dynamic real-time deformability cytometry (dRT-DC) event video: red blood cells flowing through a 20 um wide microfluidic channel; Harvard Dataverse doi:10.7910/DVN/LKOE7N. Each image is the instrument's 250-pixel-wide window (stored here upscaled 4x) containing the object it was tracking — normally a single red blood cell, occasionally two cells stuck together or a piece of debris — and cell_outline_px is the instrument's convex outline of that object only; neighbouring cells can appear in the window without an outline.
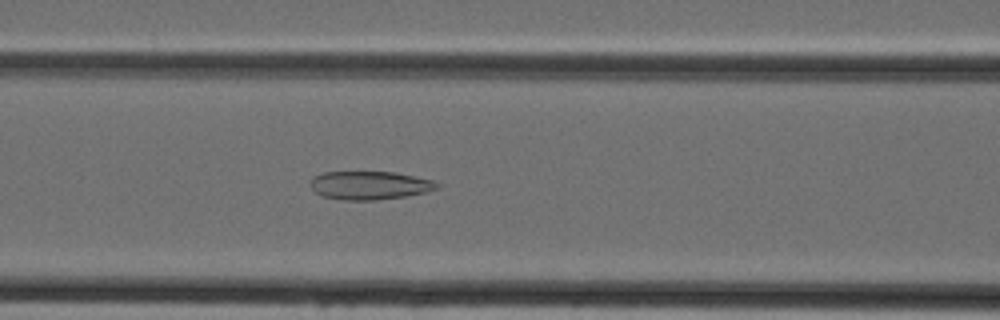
{"species": "Egyptian fruit bat (a non-hibernating species)", "species_latin": "Rousettus aegyptiacus", "temperature_condition": "cold", "stored_images_in_passage": 45, "camera_frame_rate_fps": 3000, "um_per_image_px": 0.085, "animal": {"sex": "female"}, "frame": {"image": 1, "passage_image": 18, "time_ms": 5.667, "image_size_px": [1000, 320], "cell_outline_px": [[440, 188], [428, 192], [404, 196], [376, 200], [344, 200], [320, 196], [308, 184], [308, 180], [312, 176], [324, 172], [396, 172], [416, 176], [432, 180], [440, 184]], "centroid_in_image_um": [31.4, 15.75], "position_along_channel_um": 135.2, "area_um2": 21.27}}
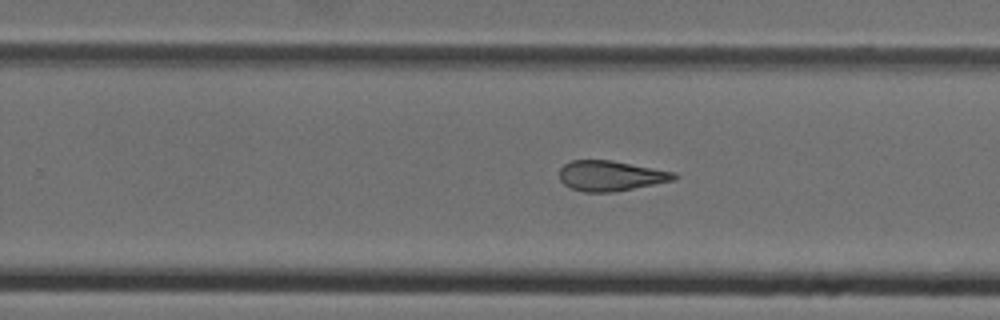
{"frame": {"image": 2, "passage_image": 28, "time_ms": 9.0, "image_size_px": [1000, 320], "cell_outline_px": [[680, 176], [676, 180], [612, 192], [584, 192], [572, 188], [564, 184], [560, 180], [560, 168], [564, 164], [572, 160], [612, 160], [676, 172]], "centroid_in_image_um": [51.94, 14.93], "position_along_channel_um": 277.9, "area_um2": 20.29}}
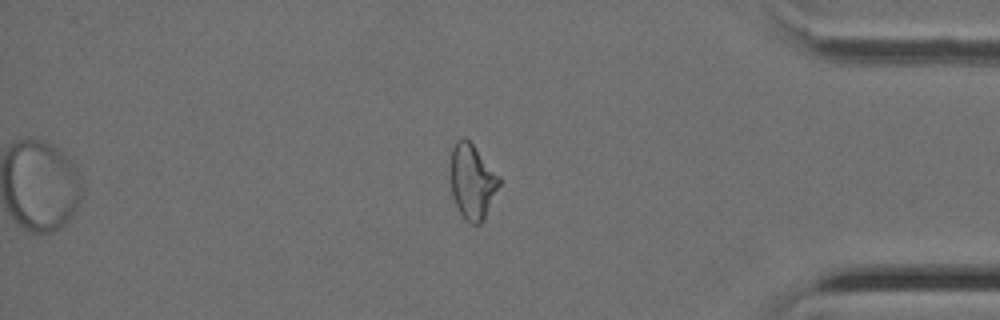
{"frame": {"image": 3, "passage_image": 38, "time_ms": 12.333, "image_size_px": [1000, 320], "cell_outline_px": [[500, 184], [484, 220], [480, 224], [472, 224], [464, 220], [452, 196], [452, 148], [456, 140], [460, 136], [464, 136], [472, 144], [500, 176]], "centroid_in_image_um": [40.16, 15.44], "position_along_channel_um": 395.0, "area_um2": 21.04}}